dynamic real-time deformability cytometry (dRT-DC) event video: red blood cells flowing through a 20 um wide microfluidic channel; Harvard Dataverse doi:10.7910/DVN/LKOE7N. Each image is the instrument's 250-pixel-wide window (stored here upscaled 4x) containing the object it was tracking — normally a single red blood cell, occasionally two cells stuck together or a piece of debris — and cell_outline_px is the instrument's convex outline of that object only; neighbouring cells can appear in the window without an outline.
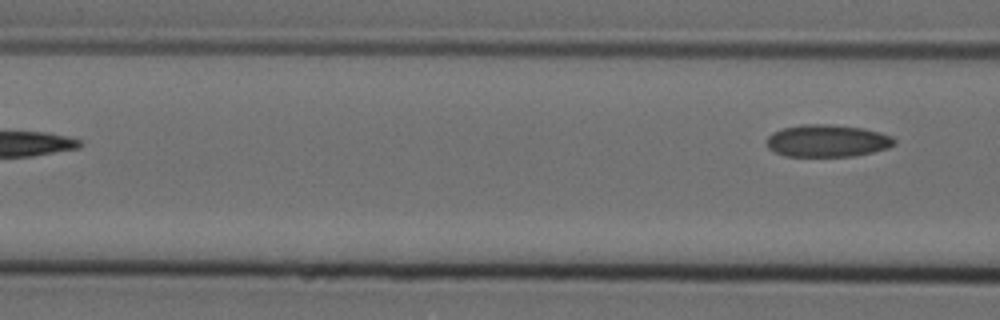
{"species": "Egyptian fruit bat (a non-hibernating species)", "species_latin": "Rousettus aegyptiacus", "temperature_condition": "cold", "stored_images_in_passage": 7, "camera_frame_rate_fps": 3000, "um_per_image_px": 0.085, "animal": {"sex": "female"}, "frame": {"image": 1, "passage_image": 7, "time_ms": 2.0, "image_size_px": [1000, 320], "cell_outline_px": [[896, 140], [888, 148], [872, 152], [852, 156], [784, 156], [768, 148], [764, 140], [772, 132], [784, 128], [800, 124], [828, 124], [864, 128], [880, 132], [892, 136]], "centroid_in_image_um": [70.28, 11.96], "position_along_channel_um": 96.3, "area_um2": 24.1}}